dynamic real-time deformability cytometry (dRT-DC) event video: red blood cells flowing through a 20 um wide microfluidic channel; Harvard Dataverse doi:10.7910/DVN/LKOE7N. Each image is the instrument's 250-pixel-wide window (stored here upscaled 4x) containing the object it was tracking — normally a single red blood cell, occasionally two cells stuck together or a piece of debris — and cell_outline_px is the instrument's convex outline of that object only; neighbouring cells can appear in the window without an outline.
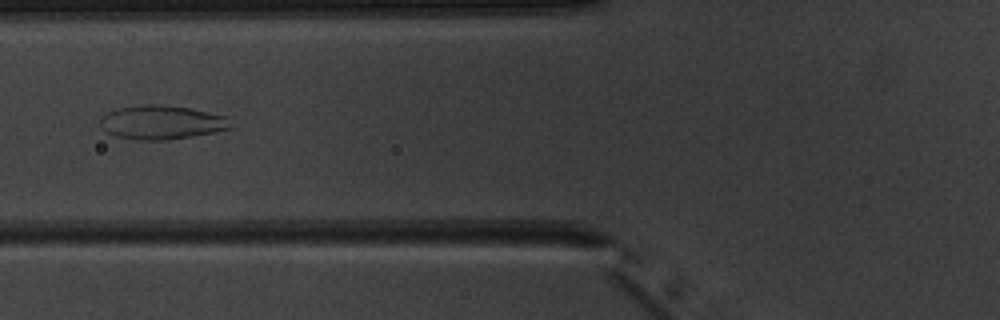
{"species": "common noctule bat (a hibernating species)", "species_latin": "Nyctalus noctula", "temperature_condition": "warm", "stored_images_in_passage": 6, "camera_frame_rate_fps": 3000, "um_per_image_px": 0.085, "animal": {"sex": "male", "body_mass_g": 20.1, "forearm_length_mm": 53.5}, "frame": {"image": 1, "passage_image": 6, "time_ms": 6.0, "image_size_px": [1000, 320], "cell_outline_px": [[228, 128], [212, 132], [192, 136], [168, 140], [140, 140], [116, 136], [108, 132], [104, 128], [100, 120], [100, 116], [116, 108], [144, 104], [156, 104], [188, 108], [224, 116], [228, 124]], "centroid_in_image_um": [13.64, 10.39], "position_along_channel_um": 112.2, "area_um2": 25.14}}